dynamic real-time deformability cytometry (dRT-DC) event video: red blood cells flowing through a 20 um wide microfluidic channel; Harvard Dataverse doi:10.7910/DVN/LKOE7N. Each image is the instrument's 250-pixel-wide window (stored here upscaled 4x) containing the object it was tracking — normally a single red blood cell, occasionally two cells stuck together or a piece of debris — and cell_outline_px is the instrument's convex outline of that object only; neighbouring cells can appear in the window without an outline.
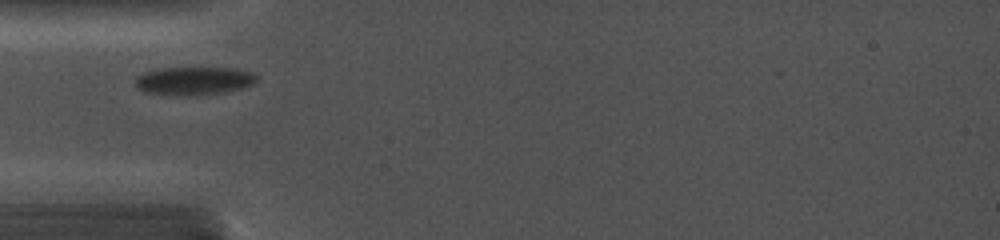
{"species": "common noctule bat (a hibernating species)", "species_latin": "Nyctalus noctula", "temperature_condition": "cold", "stored_images_in_passage": 10, "camera_frame_rate_fps": 5000, "um_per_image_px": 0.085, "animal": {"sex": "female", "body_mass_g": 19.0, "forearm_length_mm": 56.7}, "frame": {"image": 1, "passage_image": 1, "time_ms": 0.0, "image_size_px": [1000, 240], "cell_outline_px": [[256, 80], [252, 84], [240, 88], [224, 92], [196, 96], [168, 96], [144, 92], [136, 88], [136, 76], [144, 72], [156, 68], [236, 68], [252, 72], [256, 76]], "centroid_in_image_um": [16.41, 6.88], "position_along_channel_um": 68.6, "area_um2": 20.29}}
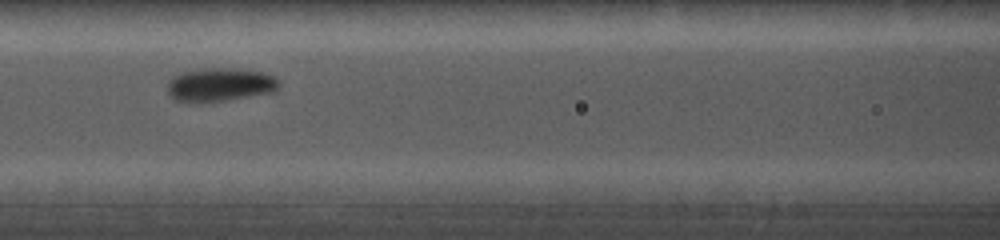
{"frame": {"image": 2, "passage_image": 6, "time_ms": 2.0, "image_size_px": [1000, 240], "cell_outline_px": [[280, 84], [276, 92], [200, 104], [188, 104], [176, 100], [168, 92], [168, 84], [180, 72], [200, 68], [232, 68], [264, 72], [276, 76], [280, 80]], "centroid_in_image_um": [18.74, 7.21], "position_along_channel_um": 147.9, "area_um2": 22.31}}
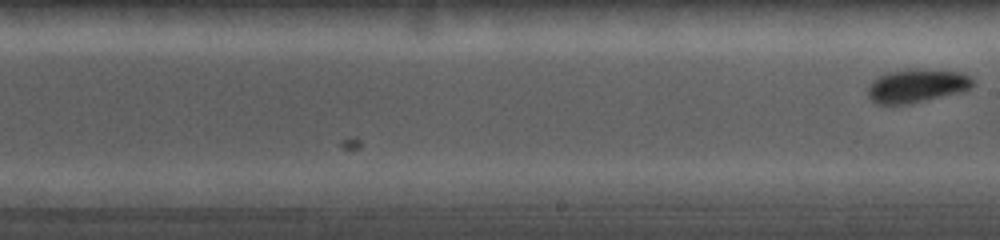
{"frame": {"image": 3, "passage_image": 10, "time_ms": 3.6, "image_size_px": [1000, 240], "cell_outline_px": [[972, 88], [964, 92], [912, 104], [876, 104], [868, 96], [868, 88], [872, 80], [888, 72], [920, 68], [928, 68], [960, 72], [968, 76], [972, 80]], "centroid_in_image_um": [77.96, 7.3], "position_along_channel_um": 211.0, "area_um2": 20.81}}